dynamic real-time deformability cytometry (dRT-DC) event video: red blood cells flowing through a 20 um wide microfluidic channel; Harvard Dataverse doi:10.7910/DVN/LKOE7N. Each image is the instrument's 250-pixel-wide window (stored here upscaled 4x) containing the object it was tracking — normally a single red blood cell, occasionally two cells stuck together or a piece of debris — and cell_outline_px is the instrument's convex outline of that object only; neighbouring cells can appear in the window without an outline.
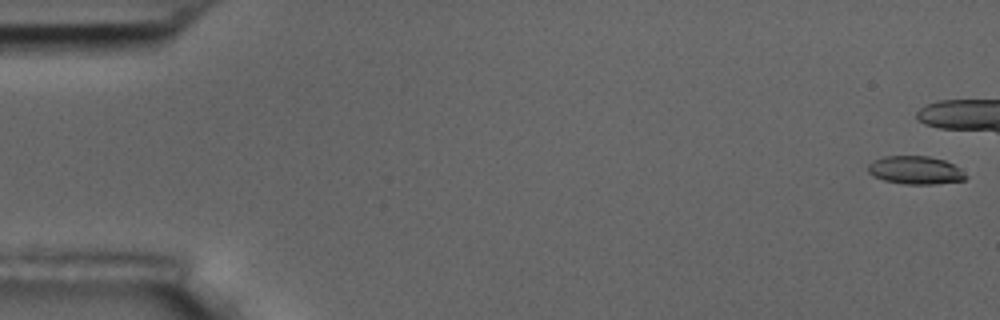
{"species": "common noctule bat (a hibernating species)", "species_latin": "Nyctalus noctula", "temperature_condition": "room temperature", "stored_images_in_passage": 8, "camera_frame_rate_fps": 3000, "um_per_image_px": 0.085, "animal": {"sex": "male", "body_mass_g": 17.5, "forearm_length_mm": 52.3}, "frame": {"image": 1, "passage_image": 1, "time_ms": 0.0, "image_size_px": [1000, 320], "cell_outline_px": [[968, 176], [964, 180], [936, 184], [904, 184], [884, 180], [872, 176], [868, 172], [868, 164], [884, 156], [928, 156], [944, 160], [952, 164]], "centroid_in_image_um": [77.79, 14.47], "position_along_channel_um": 7.2, "area_um2": 15.9}}